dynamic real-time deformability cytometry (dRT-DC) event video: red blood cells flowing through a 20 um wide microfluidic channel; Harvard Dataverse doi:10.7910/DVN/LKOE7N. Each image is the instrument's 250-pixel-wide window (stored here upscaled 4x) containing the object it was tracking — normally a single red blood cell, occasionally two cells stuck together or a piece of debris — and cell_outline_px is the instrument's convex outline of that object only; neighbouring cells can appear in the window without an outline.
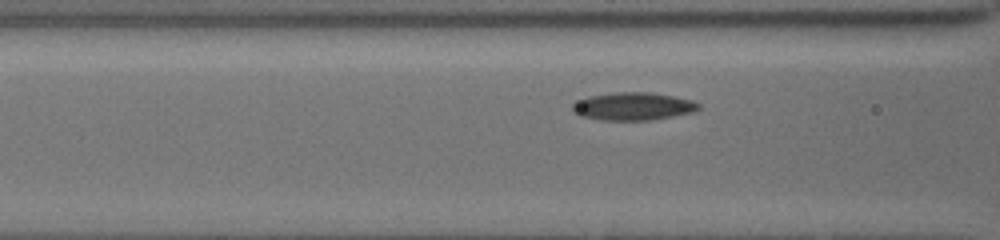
{"species": "common noctule bat (a hibernating species)", "species_latin": "Nyctalus noctula", "temperature_condition": "cold", "stored_images_in_passage": 7, "segment_of_instrument_passage": [2, 2], "camera_frame_rate_fps": 3000, "um_per_image_px": 0.085, "animal": {"sex": "female", "body_mass_g": 19.5, "forearm_length_mm": 54.1}, "frame": {"image": 1, "passage_image": 7, "time_ms": 5.333, "image_size_px": [1000, 240], "cell_outline_px": [[700, 108], [692, 112], [652, 120], [604, 120], [580, 116], [572, 112], [572, 104], [588, 96], [616, 92], [652, 92], [692, 100], [700, 104]], "centroid_in_image_um": [53.8, 9.03], "position_along_channel_um": 112.8, "area_um2": 20.4}}